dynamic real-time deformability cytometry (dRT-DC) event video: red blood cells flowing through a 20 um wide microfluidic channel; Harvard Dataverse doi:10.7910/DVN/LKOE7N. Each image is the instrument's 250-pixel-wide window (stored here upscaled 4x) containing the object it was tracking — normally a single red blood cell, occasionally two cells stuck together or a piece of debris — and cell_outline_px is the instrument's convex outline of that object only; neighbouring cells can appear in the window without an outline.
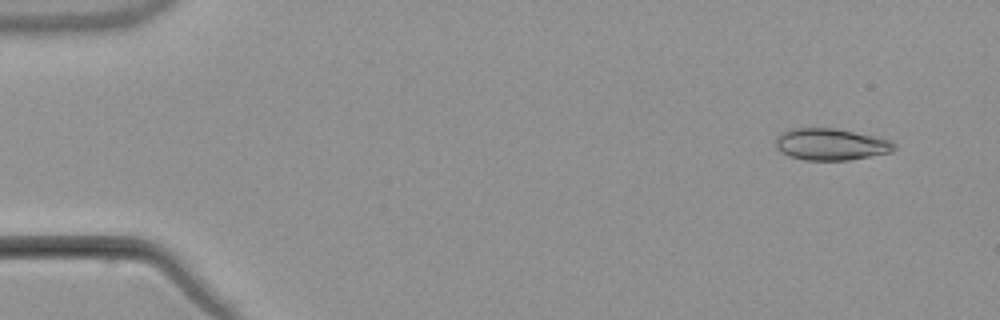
{"species": "common noctule bat (a hibernating species)", "species_latin": "Nyctalus noctula", "temperature_condition": "warm", "stored_images_in_passage": 4, "camera_frame_rate_fps": 3000, "um_per_image_px": 0.085, "animal": {"sex": "male", "body_mass_g": 21.5, "forearm_length_mm": 52.0}, "frame": {"image": 1, "passage_image": 1, "time_ms": 0.0, "image_size_px": [1000, 320], "cell_outline_px": [[896, 148], [892, 152], [848, 160], [804, 160], [788, 156], [780, 152], [776, 148], [776, 136], [780, 132], [792, 128], [832, 128], [892, 140], [896, 144]], "centroid_in_image_um": [70.59, 12.27], "position_along_channel_um": 14.4, "area_um2": 21.96}}
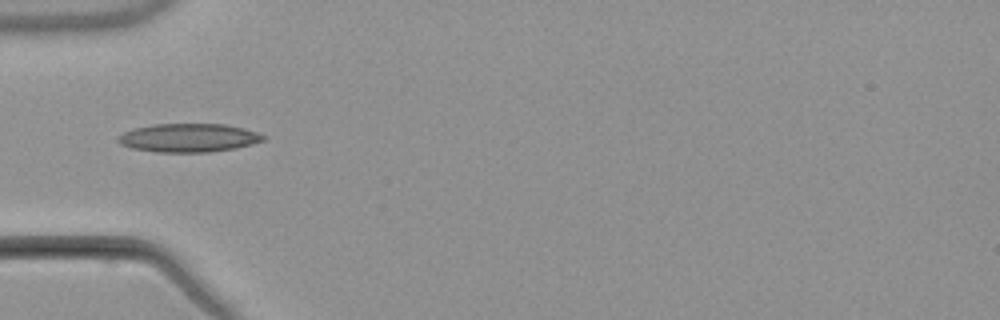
{"frame": {"image": 2, "passage_image": 4, "time_ms": 4.667, "image_size_px": [1000, 320], "cell_outline_px": [[264, 140], [252, 144], [236, 148], [208, 152], [156, 152], [132, 148], [120, 144], [116, 140], [124, 132], [132, 128], [152, 124], [224, 124], [256, 132], [264, 136]], "centroid_in_image_um": [15.98, 11.71], "position_along_channel_um": 69.0, "area_um2": 23.99}}